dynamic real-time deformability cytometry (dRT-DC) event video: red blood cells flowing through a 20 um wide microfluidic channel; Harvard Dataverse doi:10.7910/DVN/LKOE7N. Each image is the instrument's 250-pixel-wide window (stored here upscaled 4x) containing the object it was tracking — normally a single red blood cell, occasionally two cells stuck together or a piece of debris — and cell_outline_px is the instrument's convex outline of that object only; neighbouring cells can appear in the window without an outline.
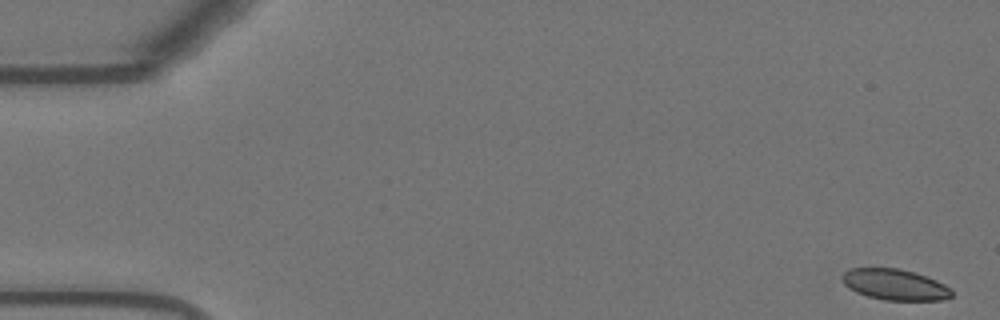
{"species": "Egyptian fruit bat (a non-hibernating species)", "species_latin": "Rousettus aegyptiacus", "temperature_condition": "warm", "stored_images_in_passage": 55, "camera_frame_rate_fps": 3000, "um_per_image_px": 0.085, "animal": {"sex": "female"}, "frame": {"image": 1, "passage_image": 1, "time_ms": 0.0, "image_size_px": [1000, 320], "cell_outline_px": [[952, 296], [940, 300], [884, 300], [868, 296], [856, 292], [848, 288], [844, 284], [840, 276], [844, 272], [852, 268], [896, 268], [912, 272], [936, 280], [952, 288]], "centroid_in_image_um": [76.04, 24.19], "position_along_channel_um": 9.0, "area_um2": 19.65}}
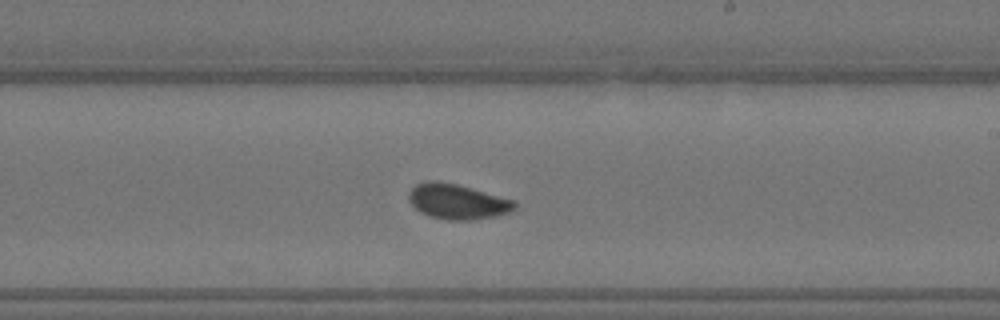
{"frame": {"image": 2, "passage_image": 32, "time_ms": 10.333, "image_size_px": [1000, 320], "cell_outline_px": [[516, 208], [508, 212], [496, 216], [468, 220], [448, 220], [428, 216], [420, 212], [408, 200], [408, 192], [416, 184], [428, 180], [436, 180], [456, 184], [516, 200]], "centroid_in_image_um": [38.86, 17.13], "position_along_channel_um": 250.1, "area_um2": 21.73}}
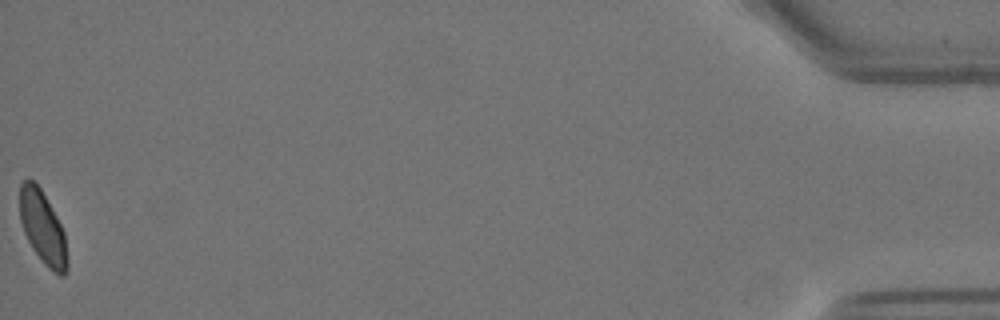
{"frame": {"image": 3, "passage_image": 55, "time_ms": 18.0, "image_size_px": [1000, 320], "cell_outline_px": [[68, 268], [64, 276], [60, 276], [52, 272], [44, 264], [32, 248], [24, 232], [20, 220], [20, 184], [28, 176], [40, 188], [56, 216], [64, 232], [68, 260]], "centroid_in_image_um": [3.64, 19.38], "position_along_channel_um": 431.6, "area_um2": 20.17}, "authors_computed_cell_mechanics": {"area_um2": 20.5768, "velocity_mm_per_s": 3.6636, "shape_relaxation_time_tau1_ms": 7.1573, "shape_relaxation_time_tau2_ms": 0.8842, "deformation_change_tau1": 0.1664, "deformation_change_tau2": 0.0563}}